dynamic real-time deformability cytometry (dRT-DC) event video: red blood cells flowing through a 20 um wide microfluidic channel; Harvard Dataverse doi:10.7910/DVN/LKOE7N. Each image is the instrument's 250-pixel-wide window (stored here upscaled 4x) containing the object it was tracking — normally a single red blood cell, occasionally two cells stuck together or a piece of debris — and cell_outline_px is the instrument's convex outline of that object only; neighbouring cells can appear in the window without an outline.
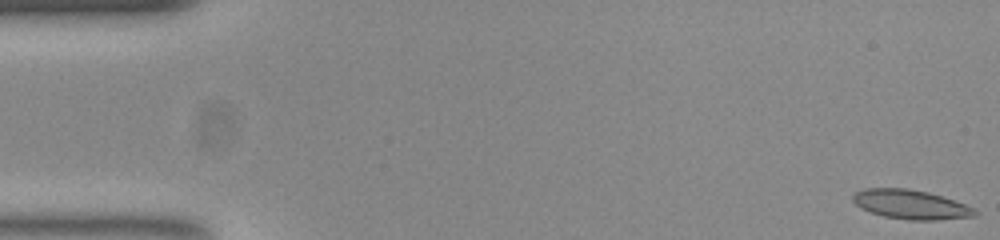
{"species": "common noctule bat (a hibernating species)", "species_latin": "Nyctalus noctula", "temperature_condition": "room temperature", "stored_images_in_passage": 53, "camera_frame_rate_fps": 3000, "um_per_image_px": 0.085, "animal": {"sex": "female", "body_mass_g": 23.0, "forearm_length_mm": 53.4}, "frame": {"image": 1, "passage_image": 1, "time_ms": 0.0, "image_size_px": [1000, 240], "cell_outline_px": [[980, 212], [976, 216], [936, 220], [908, 220], [884, 216], [860, 208], [852, 200], [852, 196], [856, 192], [864, 188], [908, 188], [928, 192], [964, 204]], "centroid_in_image_um": [77.4, 17.38], "position_along_channel_um": 7.6, "area_um2": 20.69}}
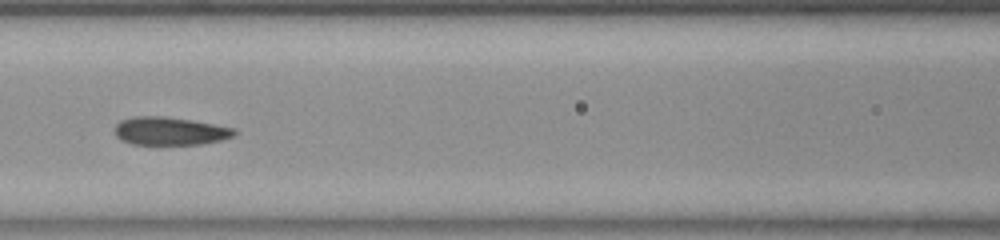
{"frame": {"image": 2, "passage_image": 23, "time_ms": 7.333, "image_size_px": [1000, 240], "cell_outline_px": [[236, 132], [232, 136], [220, 140], [200, 144], [132, 144], [120, 140], [116, 136], [116, 124], [120, 120], [132, 116], [164, 116], [192, 120], [236, 128]], "centroid_in_image_um": [14.42, 11.13], "position_along_channel_um": 152.2, "area_um2": 19.54}}
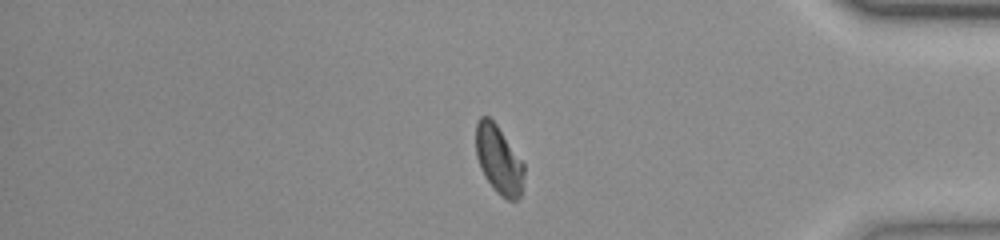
{"frame": {"image": 3, "passage_image": 44, "time_ms": 14.333, "image_size_px": [1000, 240], "cell_outline_px": [[524, 172], [520, 196], [516, 200], [508, 200], [500, 196], [496, 192], [484, 176], [480, 168], [476, 156], [476, 124], [480, 116], [488, 116], [496, 124], [524, 164]], "centroid_in_image_um": [42.37, 13.59], "position_along_channel_um": 392.8, "area_um2": 19.02}, "authors_computed_cell_mechanics": {"area_um2": 19.7676, "velocity_mm_per_s": 3.8666, "shape_relaxation_time_tau1_ms": 9.6265, "shape_relaxation_time_tau2_ms": 1.5662, "deformation_change_tau1": 0.176, "deformation_change_tau2": 0.0581}}